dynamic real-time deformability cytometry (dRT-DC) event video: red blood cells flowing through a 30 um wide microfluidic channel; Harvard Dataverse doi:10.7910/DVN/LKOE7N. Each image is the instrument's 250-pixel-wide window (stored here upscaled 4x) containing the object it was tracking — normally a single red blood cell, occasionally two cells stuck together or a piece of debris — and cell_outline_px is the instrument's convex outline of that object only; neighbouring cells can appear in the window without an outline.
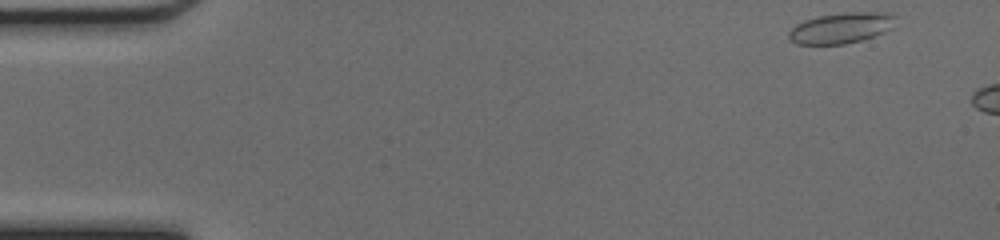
{"species": "common noctule bat (a hibernating species)", "species_latin": "Nyctalus noctula", "temperature_condition": "cold", "stored_images_in_passage": 5, "camera_frame_rate_fps": 3000, "um_per_image_px": 0.085, "animal": {"sex": "female", "body_mass_g": 17.0, "forearm_length_mm": 48.0}, "frame": {"image": 1, "passage_image": 1, "time_ms": 0.0, "image_size_px": [1000, 240], "cell_outline_px": [[896, 16], [892, 28], [884, 32], [860, 40], [844, 44], [796, 44], [788, 40], [788, 32], [796, 24], [804, 20], [816, 16], [844, 12], [892, 12]], "centroid_in_image_um": [71.48, 2.36], "position_along_channel_um": 13.5, "area_um2": 19.31}}